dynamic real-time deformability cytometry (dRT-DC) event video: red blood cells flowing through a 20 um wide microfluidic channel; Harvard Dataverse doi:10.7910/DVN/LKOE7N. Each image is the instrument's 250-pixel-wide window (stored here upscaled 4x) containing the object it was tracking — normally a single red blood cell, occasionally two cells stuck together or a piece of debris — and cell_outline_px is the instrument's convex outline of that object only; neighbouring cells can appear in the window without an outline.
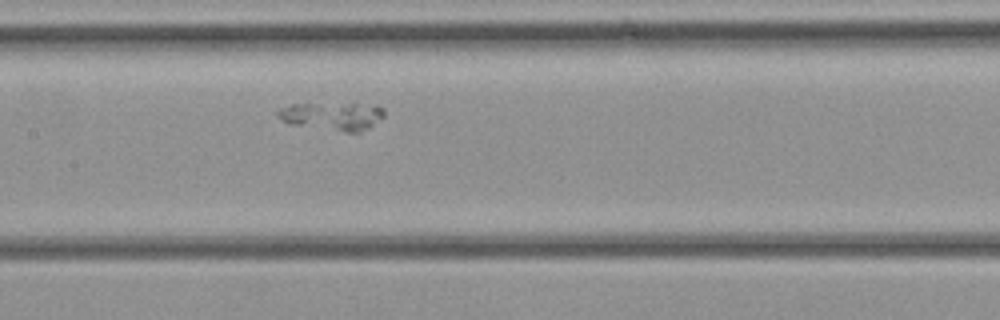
{"species": "common noctule bat (a hibernating species)", "species_latin": "Nyctalus noctula", "temperature_condition": "cold", "stored_images_in_passage": 26, "camera_frame_rate_fps": 3000, "um_per_image_px": 0.085, "animal": {"sex": "female", "body_mass_g": 21.9}, "frame": {"image": 1, "passage_image": 8, "time_ms": 2.333, "image_size_px": [1000, 320], "cell_outline_px": [[384, 116], [368, 128], [360, 132], [344, 132], [288, 124], [276, 116], [276, 112], [280, 108], [292, 104], [352, 100], [356, 100], [384, 108]], "centroid_in_image_um": [28.27, 9.8], "position_along_channel_um": 179.1, "area_um2": 18.55}}
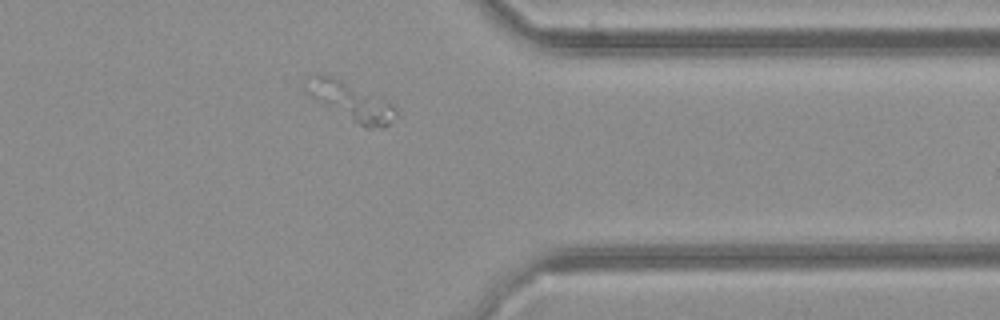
{"frame": {"image": 2, "passage_image": 19, "time_ms": 6.0, "image_size_px": [1000, 320], "cell_outline_px": [[396, 116], [384, 128], [364, 128], [316, 100], [304, 88], [304, 80], [316, 76], [328, 76], [340, 80], [380, 96], [392, 104], [396, 108]], "centroid_in_image_um": [29.88, 8.65], "position_along_channel_um": 381.5, "area_um2": 19.48}}
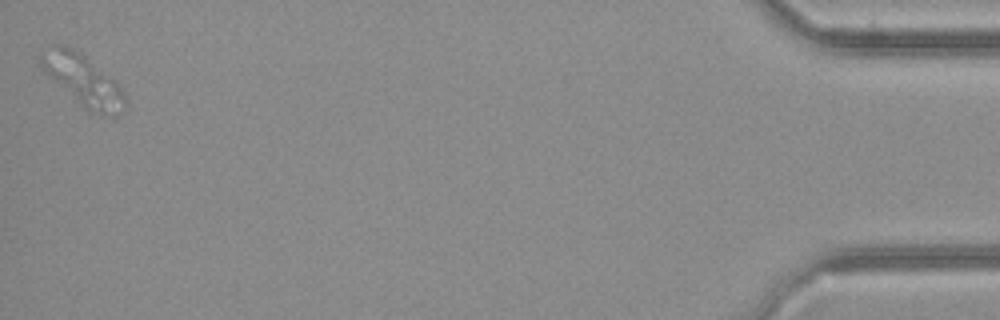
{"frame": {"image": 3, "passage_image": 26, "time_ms": 8.333, "image_size_px": [1000, 320], "cell_outline_px": [[128, 108], [120, 116], [112, 116], [92, 112], [84, 108], [52, 80], [36, 64], [36, 56], [40, 52], [52, 44], [64, 44], [80, 52], [108, 76], [128, 96]], "centroid_in_image_um": [7.02, 6.82], "position_along_channel_um": 428.2, "area_um2": 25.61}}